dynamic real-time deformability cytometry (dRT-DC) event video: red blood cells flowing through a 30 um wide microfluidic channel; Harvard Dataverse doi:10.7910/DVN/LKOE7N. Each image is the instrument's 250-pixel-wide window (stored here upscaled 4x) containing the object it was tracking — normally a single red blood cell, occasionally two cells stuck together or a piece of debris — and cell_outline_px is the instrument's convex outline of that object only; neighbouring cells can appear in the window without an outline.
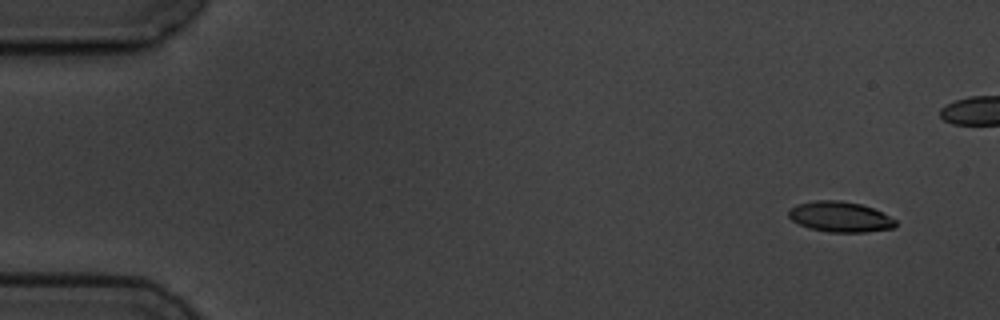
{"species": "common noctule bat (a hibernating species)", "species_latin": "Nyctalus noctula", "temperature_condition": "cold", "stored_images_in_passage": 7, "segment_of_instrument_passage": [1, 2], "camera_frame_rate_fps": 3000, "um_per_image_px": 0.085, "animal": {"sex": "male", "body_mass_g": 19.5, "forearm_length_mm": 54.6}, "frame": {"image": 1, "passage_image": 1, "time_ms": 0.0, "image_size_px": [1000, 320], "cell_outline_px": [[896, 224], [892, 228], [864, 232], [828, 232], [808, 228], [792, 220], [788, 216], [788, 212], [796, 204], [816, 200], [840, 200], [860, 204], [872, 208], [896, 220]], "centroid_in_image_um": [71.37, 18.43], "position_along_channel_um": 13.6, "area_um2": 18.79}}
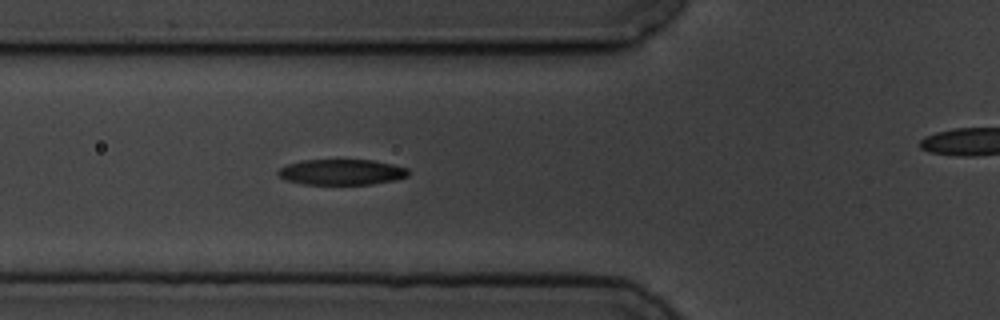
{"frame": {"image": 2, "passage_image": 6, "time_ms": 5.667, "image_size_px": [1000, 320], "cell_outline_px": [[408, 176], [396, 180], [372, 184], [304, 184], [284, 180], [276, 172], [280, 168], [288, 164], [304, 160], [372, 160], [392, 164], [408, 168]], "centroid_in_image_um": [29.04, 14.63], "position_along_channel_um": 96.8, "area_um2": 19.42}}